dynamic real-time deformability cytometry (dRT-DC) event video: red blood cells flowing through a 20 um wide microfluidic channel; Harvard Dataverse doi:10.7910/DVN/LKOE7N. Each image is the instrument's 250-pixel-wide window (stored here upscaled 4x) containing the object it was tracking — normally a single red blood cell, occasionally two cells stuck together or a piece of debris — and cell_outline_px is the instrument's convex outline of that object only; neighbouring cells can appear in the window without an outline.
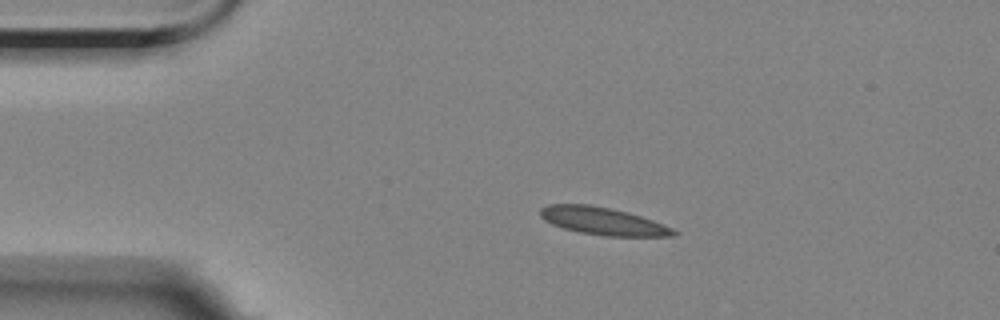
{"species": "Egyptian fruit bat (a non-hibernating species)", "species_latin": "Rousettus aegyptiacus", "temperature_condition": "room temperature", "stored_images_in_passage": 4, "camera_frame_rate_fps": 3000, "um_per_image_px": 0.085, "animal": {"sex": "female"}, "frame": {"image": 1, "passage_image": 3, "time_ms": 2.333, "image_size_px": [1000, 320], "cell_outline_px": [[680, 232], [676, 236], [604, 236], [580, 232], [564, 228], [552, 224], [544, 220], [540, 216], [540, 208], [548, 204], [588, 204], [628, 212], [664, 224]], "centroid_in_image_um": [51.26, 18.79], "position_along_channel_um": 33.7, "area_um2": 21.39}}
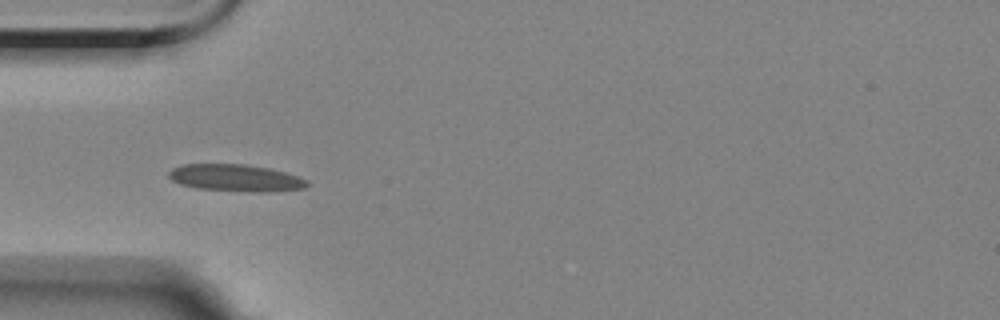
{"frame": {"image": 2, "passage_image": 4, "time_ms": 4.333, "image_size_px": [1000, 320], "cell_outline_px": [[308, 184], [304, 188], [276, 192], [252, 192], [196, 188], [180, 184], [172, 180], [168, 176], [168, 172], [172, 168], [184, 164], [244, 164], [268, 168], [284, 172], [308, 180]], "centroid_in_image_um": [20.03, 15.13], "position_along_channel_um": 65.0, "area_um2": 21.79}}